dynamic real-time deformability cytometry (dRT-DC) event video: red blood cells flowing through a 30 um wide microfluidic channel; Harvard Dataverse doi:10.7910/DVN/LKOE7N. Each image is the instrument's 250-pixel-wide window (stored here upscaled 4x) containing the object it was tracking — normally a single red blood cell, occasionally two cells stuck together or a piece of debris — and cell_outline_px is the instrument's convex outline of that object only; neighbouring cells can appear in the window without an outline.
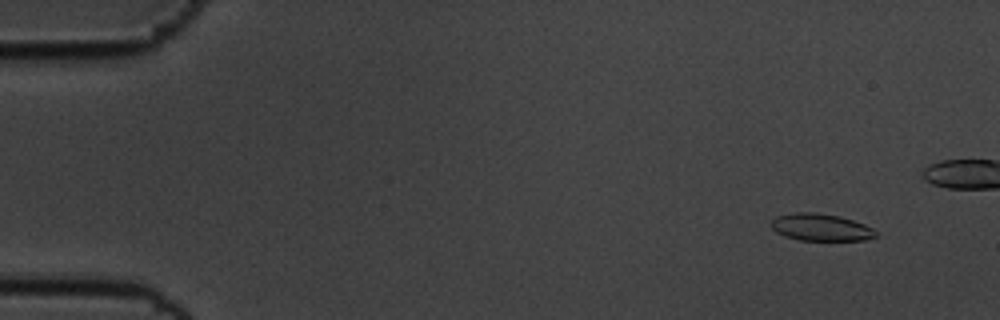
{"species": "common noctule bat (a hibernating species)", "species_latin": "Nyctalus noctula", "temperature_condition": "cold", "stored_images_in_passage": 49, "camera_frame_rate_fps": 3000, "um_per_image_px": 0.085, "animal": {"sex": "male", "body_mass_g": 19.5, "forearm_length_mm": 54.6}, "frame": {"image": 1, "passage_image": 4, "time_ms": 1.0, "image_size_px": [1000, 320], "cell_outline_px": [[880, 236], [864, 240], [800, 240], [784, 236], [776, 232], [772, 228], [772, 220], [776, 216], [792, 212], [812, 212], [840, 216], [864, 224], [872, 228]], "centroid_in_image_um": [69.77, 19.32], "position_along_channel_um": 15.2, "area_um2": 16.59}}
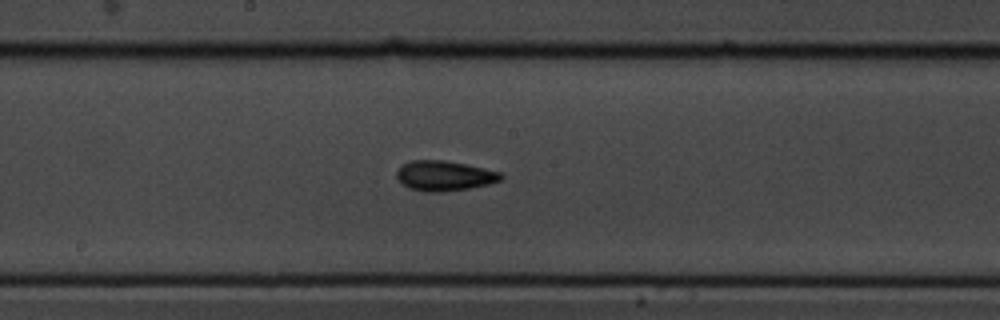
{"frame": {"image": 2, "passage_image": 30, "time_ms": 9.667, "image_size_px": [1000, 320], "cell_outline_px": [[504, 176], [500, 180], [488, 184], [468, 188], [440, 192], [424, 192], [408, 188], [396, 176], [396, 172], [404, 164], [412, 160], [444, 160], [484, 168], [500, 172]], "centroid_in_image_um": [37.77, 14.94], "position_along_channel_um": 210.4, "area_um2": 18.03}}
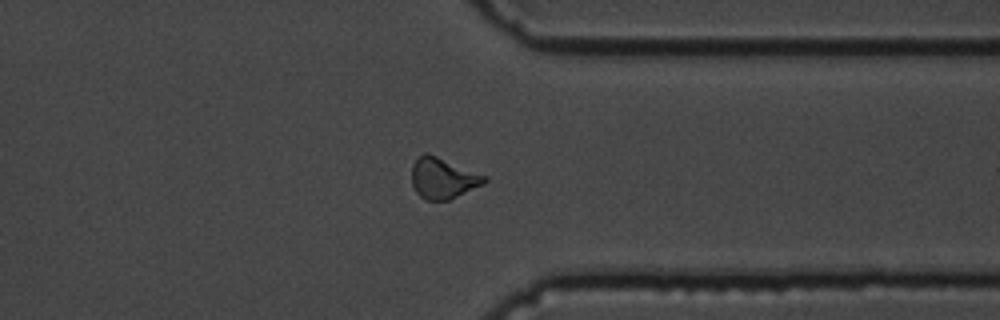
{"frame": {"image": 3, "passage_image": 44, "time_ms": 14.333, "image_size_px": [1000, 320], "cell_outline_px": [[488, 180], [484, 184], [448, 200], [424, 200], [416, 192], [412, 184], [412, 164], [424, 152], [428, 152], [488, 176]], "centroid_in_image_um": [37.66, 15.13], "position_along_channel_um": 373.7, "area_um2": 17.46}}